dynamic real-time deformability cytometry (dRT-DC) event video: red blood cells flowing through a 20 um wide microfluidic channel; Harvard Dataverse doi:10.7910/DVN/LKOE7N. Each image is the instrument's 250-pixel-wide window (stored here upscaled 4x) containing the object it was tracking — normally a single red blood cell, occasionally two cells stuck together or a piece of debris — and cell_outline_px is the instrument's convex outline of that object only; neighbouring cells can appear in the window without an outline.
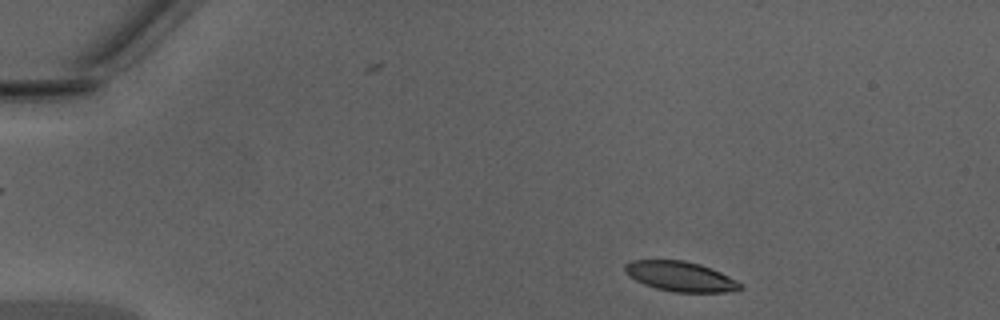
{"species": "Egyptian fruit bat (a non-hibernating species)", "species_latin": "Rousettus aegyptiacus", "temperature_condition": "warm", "stored_images_in_passage": 41, "camera_frame_rate_fps": 3000, "um_per_image_px": 0.085, "animal": {"sex": "male"}, "frame": {"image": 1, "passage_image": 1, "time_ms": 0.0, "image_size_px": [1000, 320], "cell_outline_px": [[744, 288], [732, 292], [672, 292], [656, 288], [644, 284], [628, 276], [624, 272], [624, 264], [632, 260], [684, 260], [700, 264], [720, 272], [744, 284]], "centroid_in_image_um": [57.85, 23.5], "position_along_channel_um": 27.2, "area_um2": 20.29}}
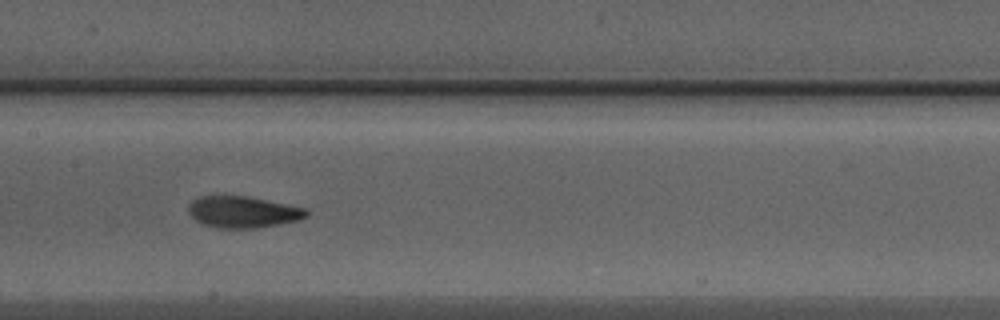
{"frame": {"image": 2, "passage_image": 18, "time_ms": 5.667, "image_size_px": [1000, 320], "cell_outline_px": [[308, 216], [300, 220], [280, 224], [256, 228], [216, 228], [204, 224], [196, 220], [188, 212], [188, 204], [192, 200], [200, 196], [244, 196], [308, 208]], "centroid_in_image_um": [20.66, 18.02], "position_along_channel_um": 186.7, "area_um2": 21.68}}
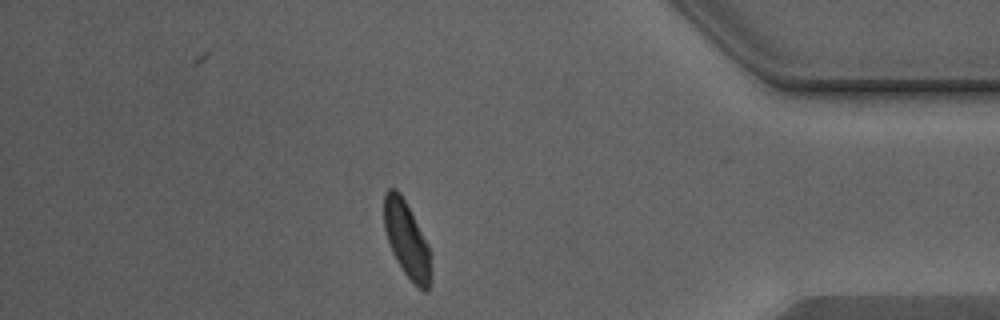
{"frame": {"image": 3, "passage_image": 35, "time_ms": 11.333, "image_size_px": [1000, 320], "cell_outline_px": [[432, 280], [428, 288], [424, 292], [404, 272], [396, 260], [392, 252], [384, 228], [384, 192], [388, 188], [396, 188], [400, 192], [428, 244], [432, 272]], "centroid_in_image_um": [34.57, 20.36], "position_along_channel_um": 400.6, "area_um2": 20.58}, "authors_computed_cell_mechanics": {"area_um2": 21.6172, "velocity_mm_per_s": 4.3303, "shape_relaxation_time_tau1_ms": 2.3319, "shape_relaxation_time_tau2_ms": 1.0666, "deformation_change_tau1": 0.1271, "deformation_change_tau2": 0.0609}}